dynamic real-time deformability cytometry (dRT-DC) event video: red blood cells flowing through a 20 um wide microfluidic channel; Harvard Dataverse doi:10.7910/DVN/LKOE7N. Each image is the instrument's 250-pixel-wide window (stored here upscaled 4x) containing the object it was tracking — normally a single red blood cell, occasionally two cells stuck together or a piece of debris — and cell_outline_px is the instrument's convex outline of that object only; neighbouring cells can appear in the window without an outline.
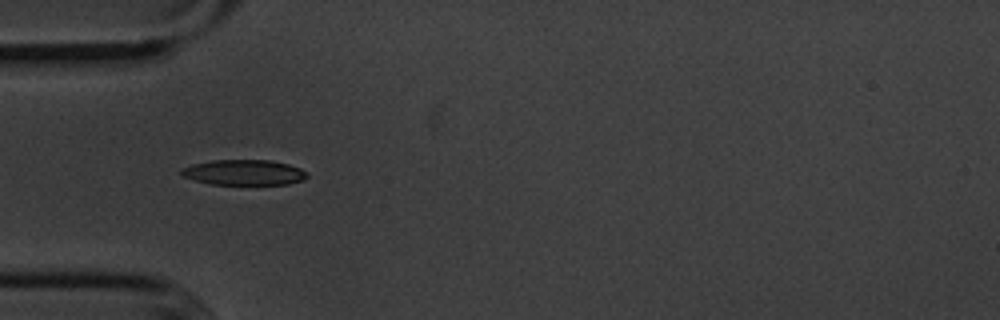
{"species": "common noctule bat (a hibernating species)", "species_latin": "Nyctalus noctula", "temperature_condition": "cold", "stored_images_in_passage": 39, "camera_frame_rate_fps": 3000, "um_per_image_px": 0.085, "animal": {"sex": "male", "body_mass_g": 20.1, "forearm_length_mm": 53.5}, "frame": {"image": 1, "passage_image": 1, "time_ms": 0.0, "image_size_px": [1000, 320], "cell_outline_px": [[308, 176], [304, 180], [288, 184], [212, 184], [196, 180], [184, 176], [180, 172], [180, 168], [192, 164], [212, 160], [272, 160], [288, 164], [300, 168], [308, 172]], "centroid_in_image_um": [20.77, 14.65], "position_along_channel_um": 64.2, "area_um2": 18.61}}
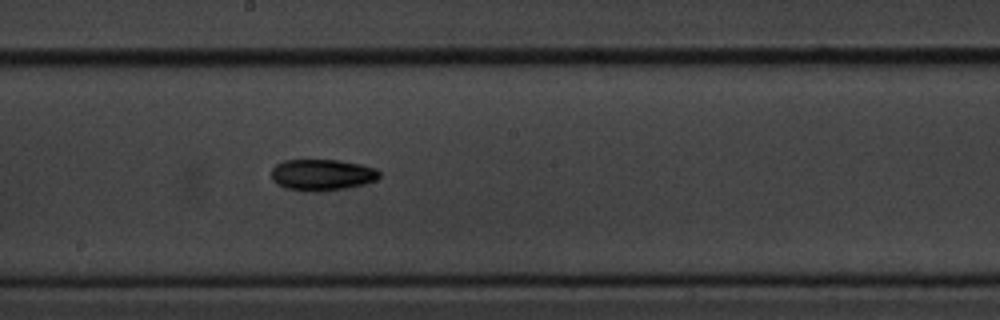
{"frame": {"image": 2, "passage_image": 14, "time_ms": 4.333, "image_size_px": [1000, 320], "cell_outline_px": [[380, 176], [376, 180], [364, 184], [344, 188], [320, 192], [312, 192], [284, 188], [276, 184], [272, 180], [272, 168], [276, 164], [284, 160], [336, 160], [360, 164], [376, 168], [380, 172]], "centroid_in_image_um": [27.35, 14.87], "position_along_channel_um": 220.8, "area_um2": 19.83}}
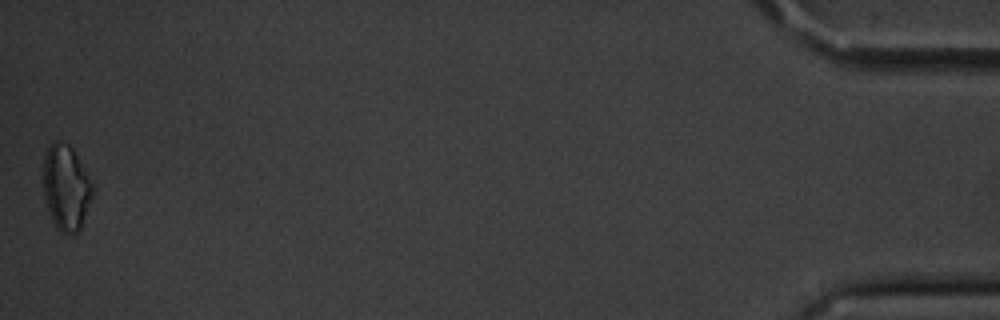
{"frame": {"image": 3, "passage_image": 39, "time_ms": 12.667, "image_size_px": [1000, 320], "cell_outline_px": [[96, 188], [80, 228], [72, 236], [60, 232], [56, 228], [48, 212], [44, 196], [44, 156], [48, 148], [56, 140], [68, 144], [72, 148], [96, 184]], "centroid_in_image_um": [5.66, 15.96], "position_along_channel_um": 429.5, "area_um2": 24.97}, "authors_computed_cell_mechanics": {"area_um2": 18.785, "velocity_mm_per_s": 3.6178, "shape_relaxation_time_tau1_ms": 3.3484, "shape_relaxation_time_tau2_ms": null, "deformation_change_tau1": 0.1208, "deformation_change_tau2": null}}